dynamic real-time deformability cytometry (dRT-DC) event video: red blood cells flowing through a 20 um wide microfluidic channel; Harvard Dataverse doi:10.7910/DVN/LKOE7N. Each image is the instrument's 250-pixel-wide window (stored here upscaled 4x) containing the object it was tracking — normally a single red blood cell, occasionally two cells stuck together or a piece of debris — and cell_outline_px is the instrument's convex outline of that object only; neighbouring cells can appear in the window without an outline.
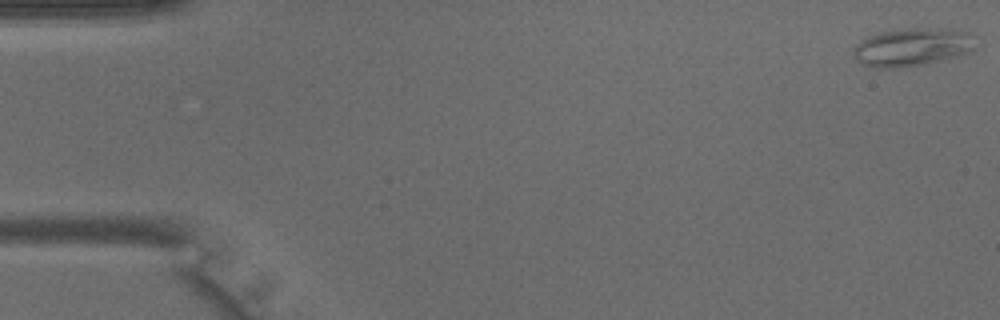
{"species": "common noctule bat (a hibernating species)", "species_latin": "Nyctalus noctula", "temperature_condition": "warm", "stored_images_in_passage": 4, "camera_frame_rate_fps": 3000, "um_per_image_px": 0.085, "animal": {"sex": "male", "body_mass_g": 15.6}, "frame": {"image": 1, "passage_image": 1, "time_ms": 0.0, "image_size_px": [1000, 320], "cell_outline_px": [[980, 48], [956, 56], [924, 64], [892, 68], [876, 68], [860, 64], [852, 56], [852, 48], [860, 40], [868, 36], [880, 32], [912, 28], [936, 28], [968, 32]], "centroid_in_image_um": [77.5, 4.01], "position_along_channel_um": 7.5, "area_um2": 27.22}}